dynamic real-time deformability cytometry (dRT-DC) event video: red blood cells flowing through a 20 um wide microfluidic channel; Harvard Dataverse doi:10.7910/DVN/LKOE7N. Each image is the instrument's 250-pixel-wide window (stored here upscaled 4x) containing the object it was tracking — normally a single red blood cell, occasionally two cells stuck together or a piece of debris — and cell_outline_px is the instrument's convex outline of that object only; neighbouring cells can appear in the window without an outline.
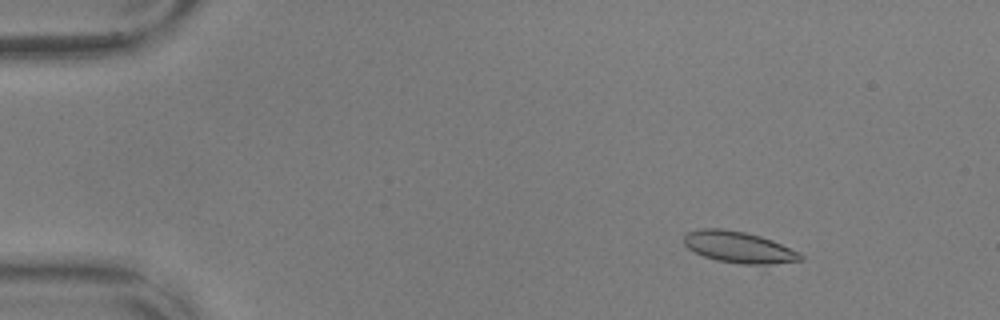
{"species": "common noctule bat (a hibernating species)", "species_latin": "Nyctalus noctula", "temperature_condition": "warm", "stored_images_in_passage": 35, "camera_frame_rate_fps": 3000, "um_per_image_px": 0.085, "animal": {"sex": "male", "body_mass_g": 17.9, "forearm_length_mm": 54.2}, "frame": {"image": 1, "passage_image": 8, "time_ms": 2.333, "image_size_px": [1000, 320], "cell_outline_px": [[804, 260], [768, 264], [744, 264], [716, 260], [704, 256], [688, 248], [684, 244], [684, 236], [688, 232], [700, 228], [720, 228], [744, 232], [760, 236], [772, 240], [800, 252], [804, 256]], "centroid_in_image_um": [62.81, 21.01], "position_along_channel_um": 22.2, "area_um2": 21.21}}
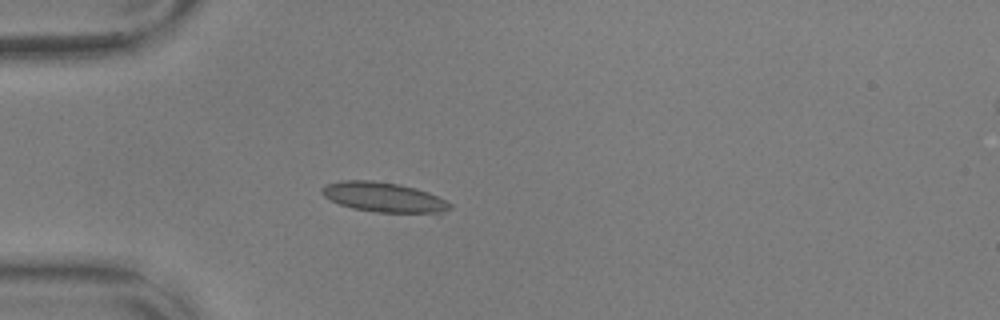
{"frame": {"image": 2, "passage_image": 17, "time_ms": 5.333, "image_size_px": [1000, 320], "cell_outline_px": [[452, 208], [440, 216], [436, 216], [376, 212], [352, 208], [340, 204], [324, 196], [320, 192], [320, 188], [328, 184], [340, 180], [372, 180], [400, 184], [416, 188], [428, 192], [452, 204]], "centroid_in_image_um": [32.74, 16.81], "position_along_channel_um": 52.3, "area_um2": 23.12}}
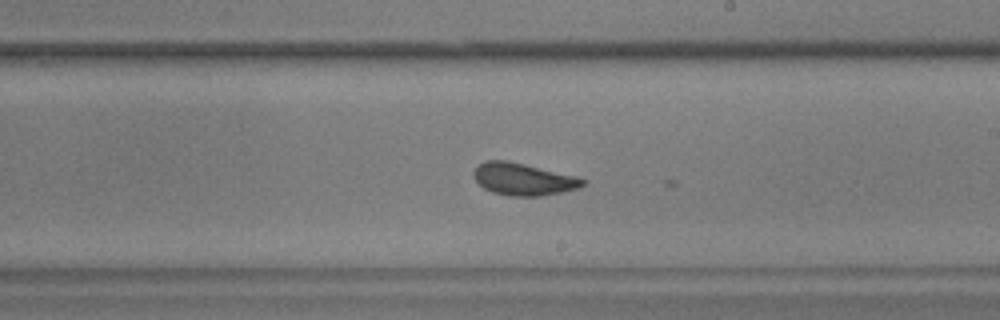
{"frame": {"image": 3, "passage_image": 34, "time_ms": 11.0, "image_size_px": [1000, 320], "cell_outline_px": [[588, 184], [580, 188], [564, 192], [540, 196], [508, 196], [492, 192], [484, 188], [476, 180], [472, 172], [476, 164], [484, 160], [508, 160], [580, 176], [588, 180]], "centroid_in_image_um": [44.54, 15.22], "position_along_channel_um": 244.5, "area_um2": 21.15}}